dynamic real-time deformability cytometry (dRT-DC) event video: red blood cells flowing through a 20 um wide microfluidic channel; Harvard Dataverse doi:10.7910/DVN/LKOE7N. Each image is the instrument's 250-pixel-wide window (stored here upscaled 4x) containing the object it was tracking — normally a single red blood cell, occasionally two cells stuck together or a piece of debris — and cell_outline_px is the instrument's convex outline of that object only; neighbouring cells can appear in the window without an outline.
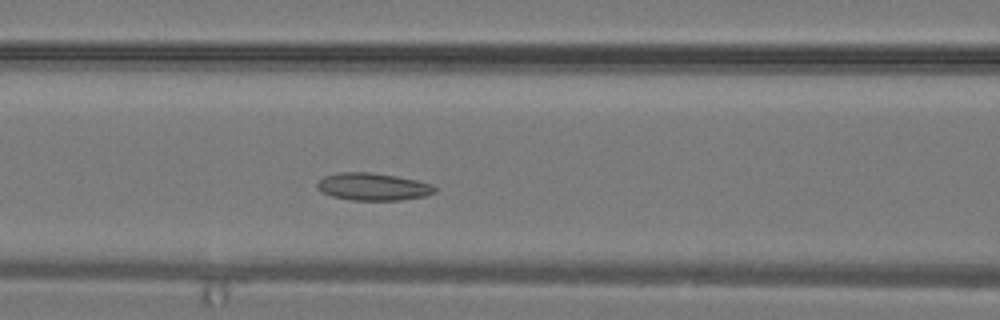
{"species": "common noctule bat (a hibernating species)", "species_latin": "Nyctalus noctula", "temperature_condition": "warm", "stored_images_in_passage": 28, "camera_frame_rate_fps": 3000, "um_per_image_px": 0.085, "animal": {"sex": "male", "body_mass_g": 19.2, "forearm_length_mm": 51.8}, "frame": {"image": 1, "passage_image": 9, "time_ms": 2.667, "image_size_px": [1000, 320], "cell_outline_px": [[436, 192], [424, 196], [400, 200], [352, 200], [332, 196], [320, 192], [316, 188], [316, 184], [324, 176], [340, 172], [368, 172], [396, 176], [416, 180], [432, 184], [436, 188]], "centroid_in_image_um": [31.68, 15.87], "position_along_channel_um": 134.9, "area_um2": 18.79}}
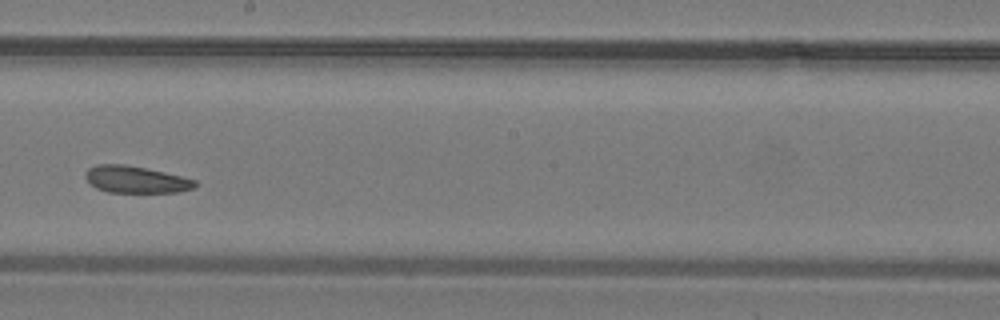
{"frame": {"image": 2, "passage_image": 14, "time_ms": 4.333, "image_size_px": [1000, 320], "cell_outline_px": [[196, 188], [180, 192], [108, 192], [96, 188], [84, 176], [84, 172], [88, 168], [96, 164], [124, 164], [164, 172], [196, 180]], "centroid_in_image_um": [11.54, 15.26], "position_along_channel_um": 236.7, "area_um2": 17.17}}
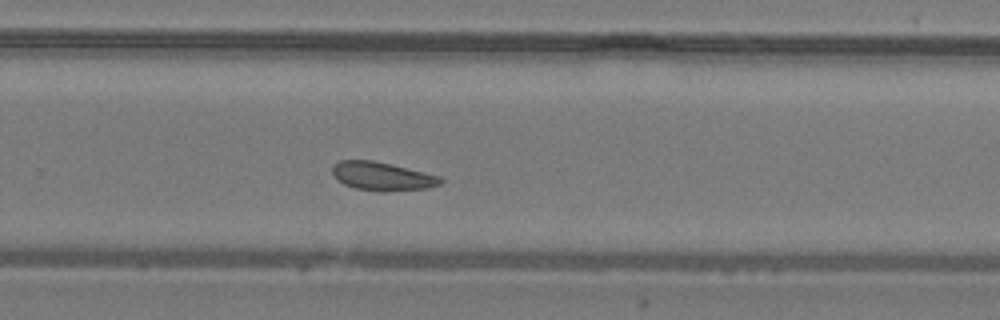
{"frame": {"image": 3, "passage_image": 17, "time_ms": 5.333, "image_size_px": [1000, 320], "cell_outline_px": [[444, 180], [440, 184], [428, 188], [384, 192], [356, 188], [344, 184], [336, 180], [332, 172], [332, 164], [340, 160], [372, 160], [392, 164], [440, 176]], "centroid_in_image_um": [32.47, 14.98], "position_along_channel_um": 297.3, "area_um2": 18.09}}